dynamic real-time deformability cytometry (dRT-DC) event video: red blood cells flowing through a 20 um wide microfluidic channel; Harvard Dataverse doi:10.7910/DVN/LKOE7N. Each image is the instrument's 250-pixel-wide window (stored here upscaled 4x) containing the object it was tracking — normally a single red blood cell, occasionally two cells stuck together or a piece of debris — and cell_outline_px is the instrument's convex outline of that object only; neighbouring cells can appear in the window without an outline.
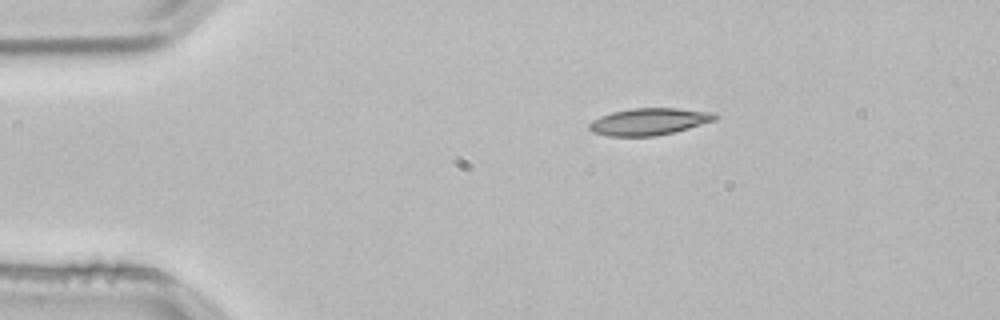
{"species": "common noctule bat (a hibernating species)", "species_latin": "Nyctalus noctula", "temperature_condition": "room temperature", "stored_images_in_passage": 2, "camera_frame_rate_fps": 3000, "um_per_image_px": 0.085, "animal": {"sex": "male", "body_mass_g": 21.5, "forearm_length_mm": 52.0}, "frame": {"image": 1, "passage_image": 1, "time_ms": 0.0, "image_size_px": [1000, 320], "cell_outline_px": [[720, 116], [716, 120], [688, 128], [656, 136], [608, 136], [592, 132], [588, 128], [588, 124], [592, 120], [600, 116], [612, 112], [632, 108], [676, 108], [716, 112]], "centroid_in_image_um": [55.18, 10.33], "position_along_channel_um": 29.8, "area_um2": 19.88}}